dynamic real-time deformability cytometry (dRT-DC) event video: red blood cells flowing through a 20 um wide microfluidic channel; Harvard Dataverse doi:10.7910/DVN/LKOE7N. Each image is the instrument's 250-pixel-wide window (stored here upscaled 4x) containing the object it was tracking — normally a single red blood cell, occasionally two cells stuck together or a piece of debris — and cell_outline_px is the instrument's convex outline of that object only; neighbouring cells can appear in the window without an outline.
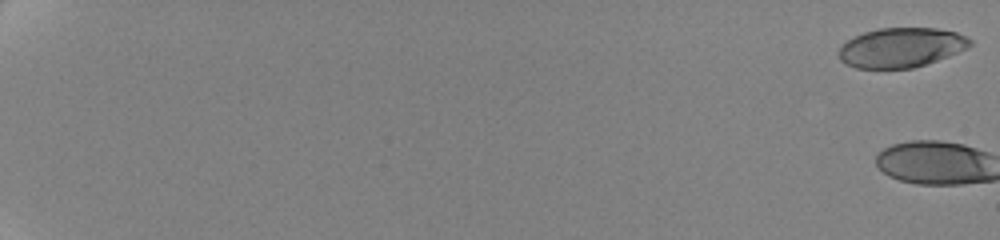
{"species": "human", "species_latin": "Homo sapiens", "temperature_condition": "cold", "stored_images_in_passage": 6, "camera_frame_rate_fps": 3000, "um_per_image_px": 0.085, "donor": {"sex": "female"}, "frame": {"image": 1, "passage_image": 1, "time_ms": 0.0, "image_size_px": [1000, 240], "cell_outline_px": [[972, 44], [948, 56], [912, 68], [856, 68], [844, 64], [840, 60], [840, 48], [848, 40], [864, 32], [880, 28], [936, 28], [956, 32], [972, 40]], "centroid_in_image_um": [76.58, 4.04], "position_along_channel_um": 8.4, "area_um2": 29.82}}